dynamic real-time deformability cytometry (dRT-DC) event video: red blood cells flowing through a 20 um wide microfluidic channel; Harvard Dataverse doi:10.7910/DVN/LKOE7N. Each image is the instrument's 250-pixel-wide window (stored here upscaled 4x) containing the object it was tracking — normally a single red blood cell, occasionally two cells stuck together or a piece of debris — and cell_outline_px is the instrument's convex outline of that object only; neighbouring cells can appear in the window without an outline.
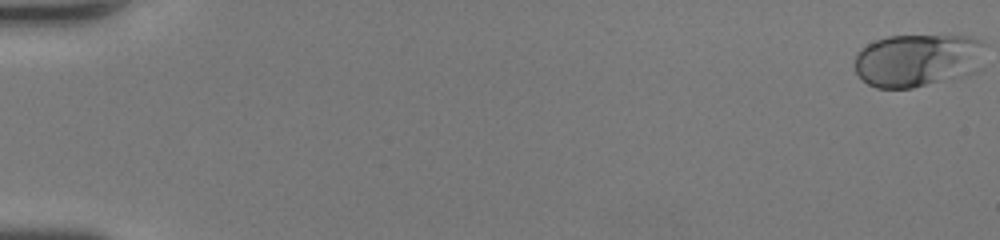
{"species": "human", "species_latin": "Homo sapiens", "temperature_condition": "room temperature", "stored_images_in_passage": 22, "camera_frame_rate_fps": 3000, "um_per_image_px": 0.085, "donor": {"sex": "female"}, "frame": {"image": 1, "passage_image": 1, "time_ms": 0.0, "image_size_px": [1000, 240], "cell_outline_px": [[984, 44], [980, 68], [976, 72], [912, 88], [876, 88], [868, 84], [856, 72], [856, 52], [860, 48], [876, 40], [888, 36], [972, 36], [980, 40]], "centroid_in_image_um": [78.0, 5.11], "position_along_channel_um": 7.0, "area_um2": 40.17}}
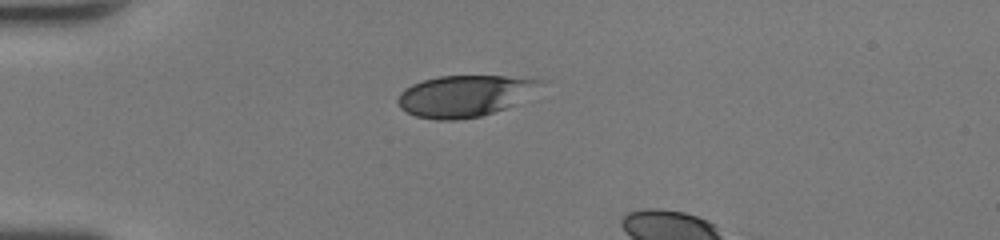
{"frame": {"image": 2, "passage_image": 15, "time_ms": 4.667, "image_size_px": [1000, 240], "cell_outline_px": [[552, 80], [512, 104], [504, 108], [480, 116], [456, 120], [436, 120], [416, 116], [400, 108], [396, 100], [400, 92], [404, 88], [412, 84], [424, 80], [440, 76], [504, 76]], "centroid_in_image_um": [39.48, 8.13], "position_along_channel_um": 45.5, "area_um2": 34.28}}
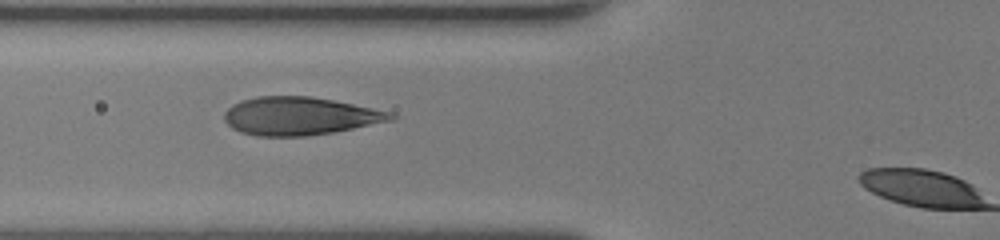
{"frame": {"image": 3, "passage_image": 21, "time_ms": 6.667, "image_size_px": [1000, 240], "cell_outline_px": [[400, 116], [396, 120], [336, 132], [304, 136], [256, 136], [240, 132], [232, 128], [224, 120], [224, 112], [232, 104], [240, 100], [256, 96], [312, 96], [392, 112]], "centroid_in_image_um": [25.51, 9.87], "position_along_channel_um": 100.3, "area_um2": 37.34}}